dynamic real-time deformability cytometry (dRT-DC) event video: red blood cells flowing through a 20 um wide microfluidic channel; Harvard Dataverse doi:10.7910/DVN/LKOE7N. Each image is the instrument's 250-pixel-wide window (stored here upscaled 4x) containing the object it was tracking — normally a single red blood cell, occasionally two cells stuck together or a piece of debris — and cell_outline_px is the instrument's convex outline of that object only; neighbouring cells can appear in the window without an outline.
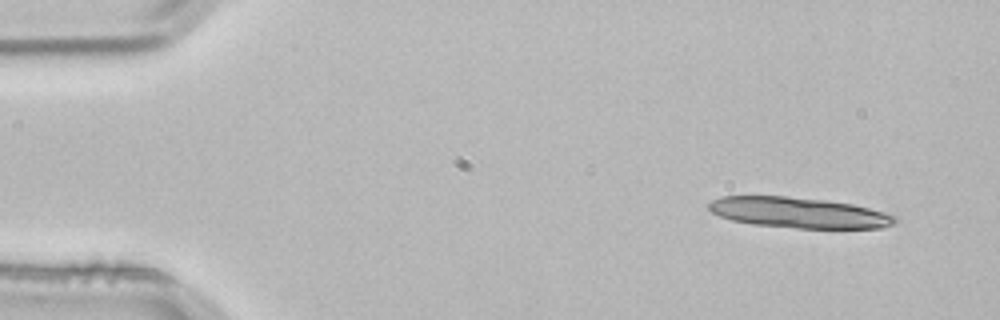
{"species": "common noctule bat (a hibernating species)", "species_latin": "Nyctalus noctula", "temperature_condition": "room temperature", "stored_images_in_passage": 4, "camera_frame_rate_fps": 3000, "um_per_image_px": 0.085, "animal": {"sex": "male", "body_mass_g": 21.5, "forearm_length_mm": 52.0}, "frame": {"image": 1, "passage_image": 1, "time_ms": 0.0, "image_size_px": [1000, 320], "cell_outline_px": [[896, 220], [892, 224], [884, 228], [796, 228], [752, 224], [732, 220], [720, 216], [712, 212], [708, 208], [708, 204], [712, 200], [720, 196], [784, 196], [824, 200], [852, 204], [884, 212], [896, 216]], "centroid_in_image_um": [67.87, 18.07], "position_along_channel_um": 17.1, "area_um2": 33.06}}